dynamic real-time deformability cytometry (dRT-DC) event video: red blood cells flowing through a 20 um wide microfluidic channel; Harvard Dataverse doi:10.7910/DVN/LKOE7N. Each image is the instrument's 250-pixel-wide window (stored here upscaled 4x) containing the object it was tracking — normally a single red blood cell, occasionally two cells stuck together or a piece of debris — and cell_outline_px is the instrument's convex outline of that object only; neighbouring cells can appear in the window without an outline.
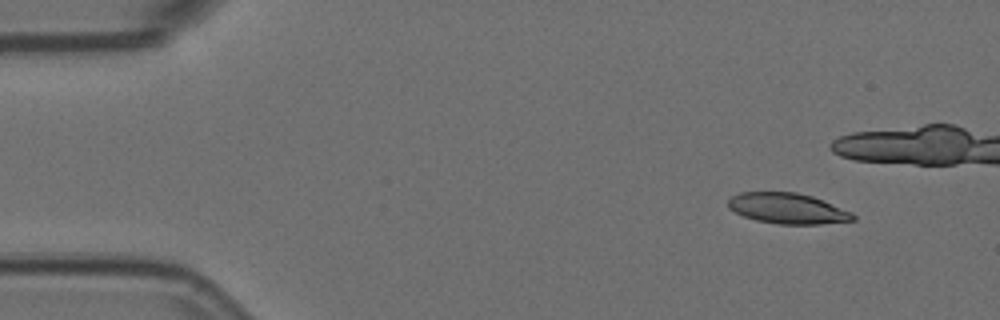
{"species": "Egyptian fruit bat (a non-hibernating species)", "species_latin": "Rousettus aegyptiacus", "temperature_condition": "room temperature", "stored_images_in_passage": 5, "camera_frame_rate_fps": 3000, "um_per_image_px": 0.085, "animal": {"sex": "female"}, "frame": {"image": 1, "passage_image": 1, "time_ms": 0.0, "image_size_px": [1000, 320], "cell_outline_px": [[856, 220], [820, 224], [780, 224], [756, 220], [744, 216], [728, 208], [728, 200], [732, 196], [740, 192], [796, 192], [812, 196], [852, 212], [856, 216]], "centroid_in_image_um": [66.95, 17.71], "position_along_channel_um": 18.0, "area_um2": 22.2}}